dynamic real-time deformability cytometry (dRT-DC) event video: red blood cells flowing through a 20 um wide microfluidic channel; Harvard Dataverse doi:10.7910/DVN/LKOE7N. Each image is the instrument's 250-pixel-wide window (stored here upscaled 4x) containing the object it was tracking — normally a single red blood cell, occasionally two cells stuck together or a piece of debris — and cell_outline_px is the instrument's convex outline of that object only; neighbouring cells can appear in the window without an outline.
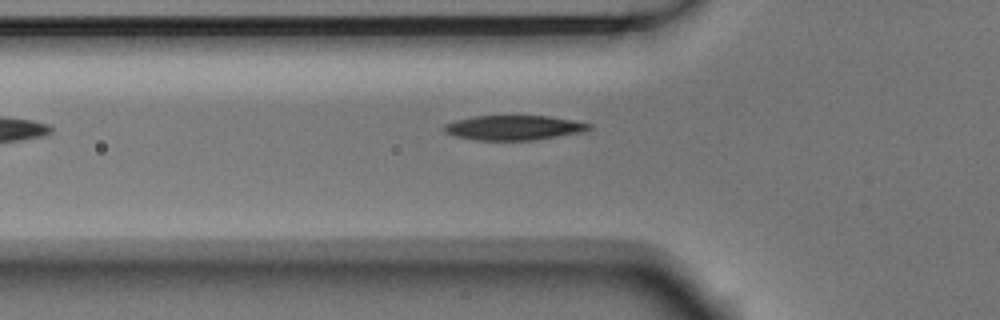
{"species": "Egyptian fruit bat (a non-hibernating species)", "species_latin": "Rousettus aegyptiacus", "temperature_condition": "room temperature", "stored_images_in_passage": 2, "camera_frame_rate_fps": 3000, "um_per_image_px": 0.085, "animal": {"sex": "male"}, "frame": {"image": 1, "passage_image": 2, "time_ms": 0.333, "image_size_px": [1000, 320], "cell_outline_px": [[592, 128], [580, 132], [532, 140], [476, 140], [456, 136], [444, 132], [444, 124], [456, 120], [472, 116], [552, 116], [592, 124]], "centroid_in_image_um": [43.65, 10.84], "position_along_channel_um": 82.2, "area_um2": 20.69}}